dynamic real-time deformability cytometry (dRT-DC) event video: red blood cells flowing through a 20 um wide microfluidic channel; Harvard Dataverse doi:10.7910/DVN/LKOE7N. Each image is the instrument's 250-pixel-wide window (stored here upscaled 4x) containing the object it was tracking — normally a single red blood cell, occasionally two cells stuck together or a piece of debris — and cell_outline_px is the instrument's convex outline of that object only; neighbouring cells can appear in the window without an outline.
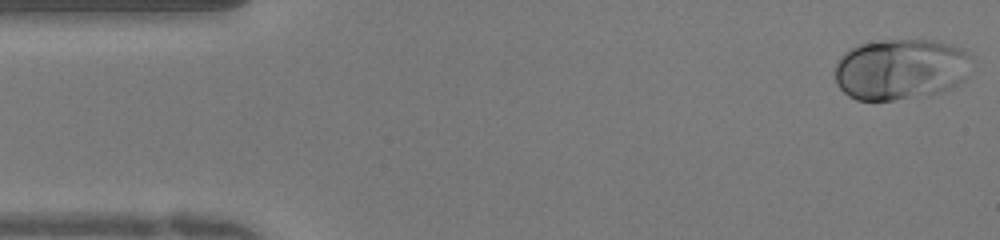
{"species": "human", "species_latin": "Homo sapiens", "temperature_condition": "warm", "stored_images_in_passage": 49, "camera_frame_rate_fps": 3000, "um_per_image_px": 0.085, "donor": {"sex": "female"}, "frame": {"image": 1, "passage_image": 1, "time_ms": 0.0, "image_size_px": [1000, 240], "cell_outline_px": [[976, 68], [964, 80], [952, 88], [928, 96], [892, 100], [856, 100], [848, 96], [836, 84], [832, 72], [840, 56], [844, 52], [860, 44], [880, 40], [936, 40], [952, 44], [964, 48], [972, 56]], "centroid_in_image_um": [76.63, 5.88], "position_along_channel_um": 8.4, "area_um2": 50.17}}
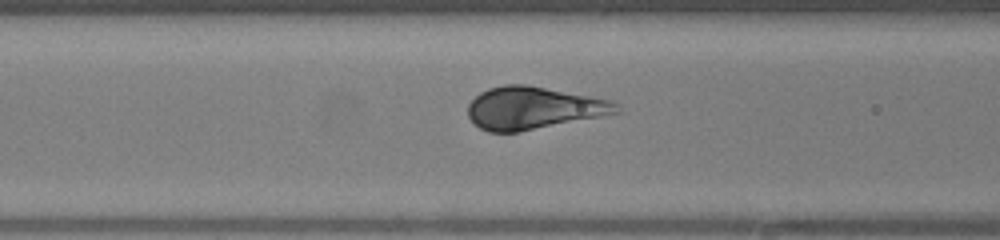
{"frame": {"image": 2, "passage_image": 18, "time_ms": 5.667, "image_size_px": [1000, 240], "cell_outline_px": [[620, 112], [604, 116], [520, 132], [488, 132], [480, 128], [468, 116], [468, 104], [480, 92], [488, 88], [504, 84], [528, 84], [612, 100], [620, 104]], "centroid_in_image_um": [45.37, 9.18], "position_along_channel_um": 121.2, "area_um2": 37.11}}
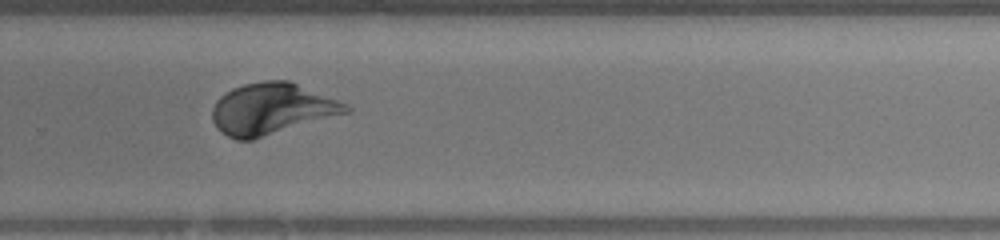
{"frame": {"image": 3, "passage_image": 32, "time_ms": 10.333, "image_size_px": [1000, 240], "cell_outline_px": [[352, 112], [252, 140], [236, 140], [220, 132], [216, 128], [212, 120], [212, 108], [216, 100], [224, 92], [232, 88], [244, 84], [264, 80], [288, 80], [348, 104], [352, 108]], "centroid_in_image_um": [23.09, 9.26], "position_along_channel_um": 306.7, "area_um2": 40.4}, "authors_computed_cell_mechanics": {"area_um2": 39.4774, "velocity_mm_per_s": 3.9833, "shape_relaxation_time_tau1_ms": 2.4524, "shape_relaxation_time_tau2_ms": null, "deformation_change_tau1": 0.1409, "deformation_change_tau2": null}}